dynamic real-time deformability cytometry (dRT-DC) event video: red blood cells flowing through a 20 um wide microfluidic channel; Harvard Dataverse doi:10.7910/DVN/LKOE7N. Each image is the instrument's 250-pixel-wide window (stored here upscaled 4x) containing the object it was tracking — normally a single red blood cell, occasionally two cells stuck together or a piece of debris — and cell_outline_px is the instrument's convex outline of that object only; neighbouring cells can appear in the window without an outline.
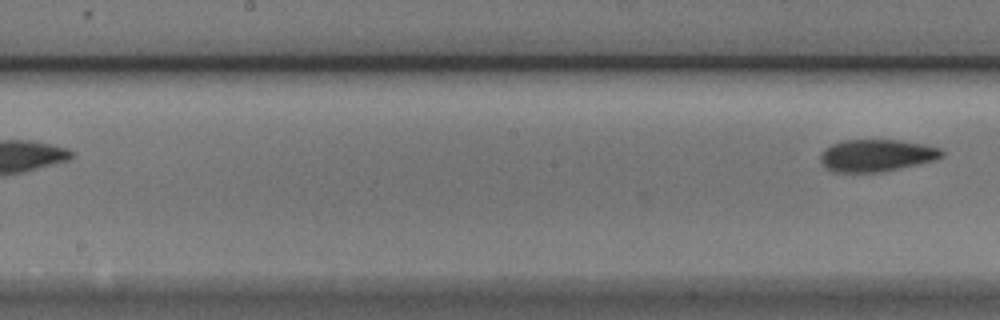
{"species": "Egyptian fruit bat (a non-hibernating species)", "species_latin": "Rousettus aegyptiacus", "temperature_condition": "cold", "stored_images_in_passage": 5, "camera_frame_rate_fps": 3000, "um_per_image_px": 0.085, "animal": {"sex": "male"}, "frame": {"image": 1, "passage_image": 5, "time_ms": 1.333, "image_size_px": [1000, 320], "cell_outline_px": [[944, 156], [932, 160], [900, 168], [880, 172], [832, 172], [824, 168], [820, 160], [820, 152], [824, 148], [832, 144], [844, 140], [896, 140], [924, 144], [940, 148], [944, 152]], "centroid_in_image_um": [74.44, 13.21], "position_along_channel_um": 173.8, "area_um2": 22.77}}